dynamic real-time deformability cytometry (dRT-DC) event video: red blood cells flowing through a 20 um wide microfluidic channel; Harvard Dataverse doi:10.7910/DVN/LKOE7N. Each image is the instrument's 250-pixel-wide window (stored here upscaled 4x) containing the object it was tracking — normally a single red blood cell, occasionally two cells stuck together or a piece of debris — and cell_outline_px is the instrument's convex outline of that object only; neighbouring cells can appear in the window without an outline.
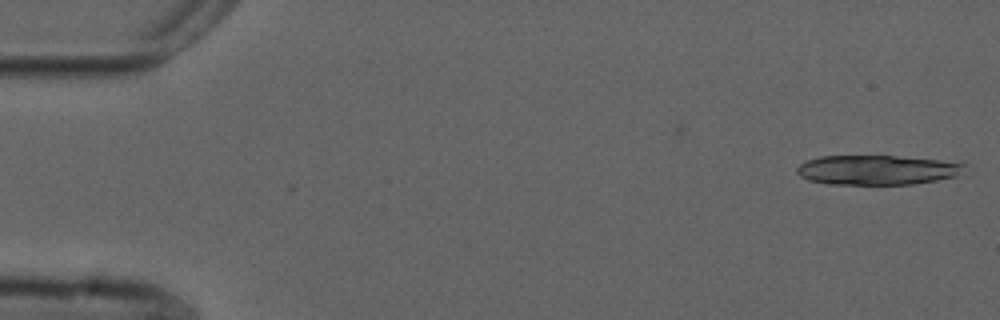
{"species": "common noctule bat (a hibernating species)", "species_latin": "Nyctalus noctula", "temperature_condition": "cold", "stored_images_in_passage": 2, "camera_frame_rate_fps": 3000, "um_per_image_px": 0.085, "animal": {"sex": "male", "forearm_length_mm": 52.5}, "frame": {"image": 1, "passage_image": 2, "time_ms": 0.333, "image_size_px": [1000, 320], "cell_outline_px": [[968, 176], [912, 184], [828, 184], [808, 180], [800, 176], [796, 172], [796, 168], [800, 164], [808, 160], [820, 156], [896, 156], [940, 160], [964, 164]], "centroid_in_image_um": [74.65, 14.46], "position_along_channel_um": 10.3, "area_um2": 29.36}}